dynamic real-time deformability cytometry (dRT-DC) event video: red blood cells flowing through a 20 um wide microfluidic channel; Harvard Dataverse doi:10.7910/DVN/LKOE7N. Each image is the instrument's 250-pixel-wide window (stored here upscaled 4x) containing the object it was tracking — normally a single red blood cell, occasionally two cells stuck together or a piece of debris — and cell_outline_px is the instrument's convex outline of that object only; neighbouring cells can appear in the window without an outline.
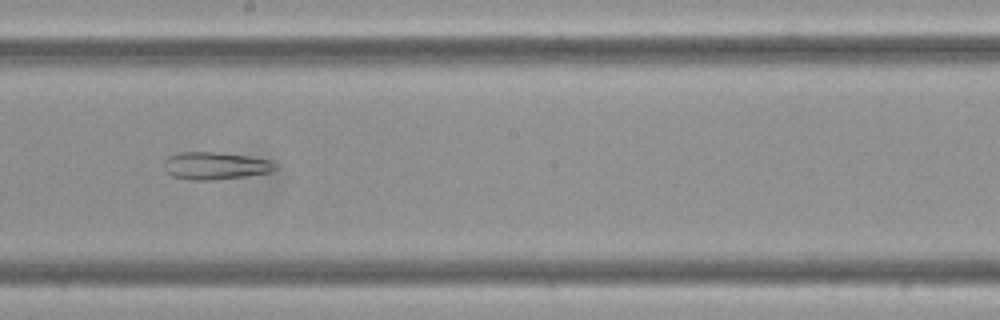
{"species": "Egyptian fruit bat (a non-hibernating species)", "species_latin": "Rousettus aegyptiacus", "temperature_condition": "cold", "stored_images_in_passage": 11, "camera_frame_rate_fps": 3000, "um_per_image_px": 0.085, "frame": {"image": 1, "passage_image": 8, "time_ms": 2.333, "image_size_px": [1000, 320], "cell_outline_px": [[276, 168], [268, 172], [244, 176], [212, 180], [192, 180], [172, 176], [164, 172], [164, 160], [168, 156], [176, 152], [216, 152], [248, 156], [272, 160], [276, 164]], "centroid_in_image_um": [18.24, 14.08], "position_along_channel_um": 230.0, "area_um2": 17.86}}